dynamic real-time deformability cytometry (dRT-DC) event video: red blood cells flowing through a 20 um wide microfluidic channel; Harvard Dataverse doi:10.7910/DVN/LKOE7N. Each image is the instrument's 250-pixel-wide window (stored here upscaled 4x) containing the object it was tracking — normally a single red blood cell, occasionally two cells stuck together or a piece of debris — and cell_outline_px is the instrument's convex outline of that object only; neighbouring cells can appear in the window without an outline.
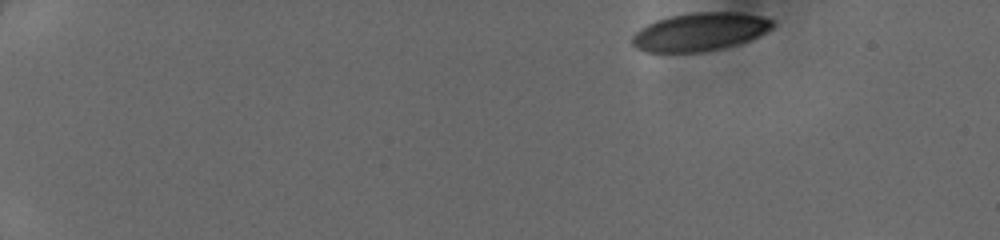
{"species": "human", "species_latin": "Homo sapiens", "temperature_condition": "cold", "stored_images_in_passage": 43, "camera_frame_rate_fps": 3000, "um_per_image_px": 0.085, "donor": {"sex": "female"}, "frame": {"image": 1, "passage_image": 1, "time_ms": 0.0, "image_size_px": [1000, 240], "cell_outline_px": [[776, 24], [772, 28], [740, 44], [700, 52], [644, 52], [636, 48], [632, 44], [632, 36], [640, 28], [656, 20], [668, 16], [692, 12], [740, 12], [760, 16], [772, 20]], "centroid_in_image_um": [59.46, 2.7], "position_along_channel_um": 25.5, "area_um2": 31.21}}
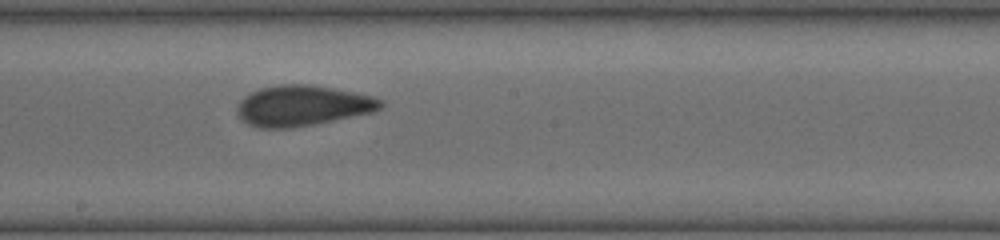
{"frame": {"image": 2, "passage_image": 24, "time_ms": 7.667, "image_size_px": [1000, 240], "cell_outline_px": [[384, 104], [380, 108], [372, 112], [312, 124], [288, 128], [260, 128], [248, 124], [240, 120], [236, 112], [236, 108], [240, 100], [244, 96], [260, 88], [280, 84], [308, 84], [332, 88], [372, 96], [384, 100]], "centroid_in_image_um": [25.66, 8.98], "position_along_channel_um": 222.5, "area_um2": 33.76}}
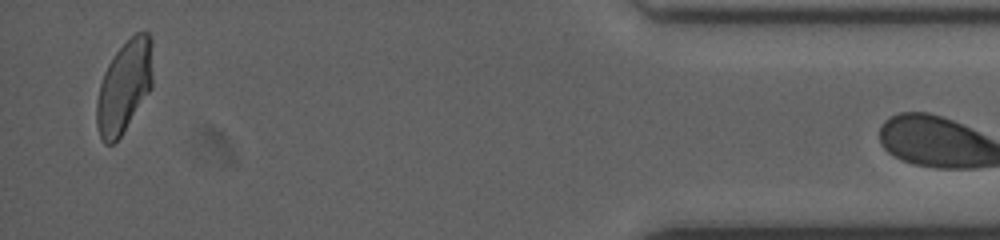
{"frame": {"image": 3, "passage_image": 42, "time_ms": 13.667, "image_size_px": [1000, 240], "cell_outline_px": [[152, 88], [120, 136], [112, 144], [104, 144], [100, 140], [96, 124], [96, 104], [100, 84], [104, 72], [108, 64], [116, 52], [136, 32], [148, 32], [152, 40]], "centroid_in_image_um": [10.56, 7.38], "position_along_channel_um": 424.6, "area_um2": 30.06}}